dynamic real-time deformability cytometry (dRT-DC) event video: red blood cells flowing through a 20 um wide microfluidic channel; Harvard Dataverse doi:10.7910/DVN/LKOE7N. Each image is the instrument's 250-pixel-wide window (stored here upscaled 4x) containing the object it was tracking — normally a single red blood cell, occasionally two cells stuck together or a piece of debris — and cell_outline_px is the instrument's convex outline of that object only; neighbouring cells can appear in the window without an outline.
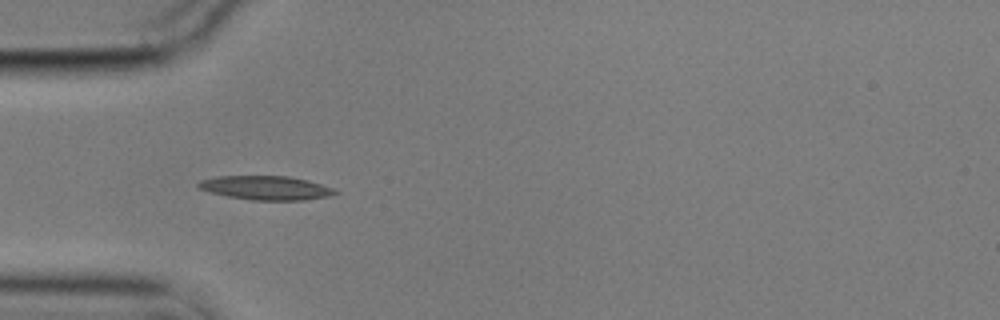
{"species": "common noctule bat (a hibernating species)", "species_latin": "Nyctalus noctula", "temperature_condition": "cold", "stored_images_in_passage": 20, "camera_frame_rate_fps": 3000, "um_per_image_px": 0.085, "animal": {"sex": "male", "body_mass_g": 17.9}, "frame": {"image": 1, "passage_image": 16, "time_ms": 5.0, "image_size_px": [1000, 320], "cell_outline_px": [[340, 192], [332, 196], [304, 200], [252, 200], [228, 196], [196, 188], [196, 184], [200, 180], [216, 176], [288, 176], [308, 180], [332, 188]], "centroid_in_image_um": [22.61, 15.96], "position_along_channel_um": 62.4, "area_um2": 19.13}}
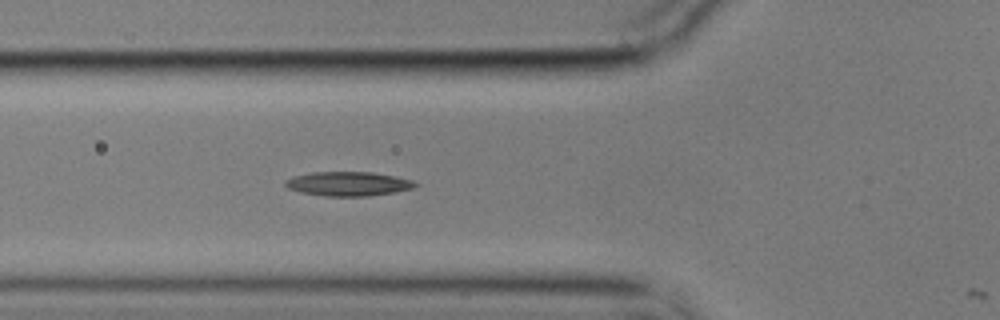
{"frame": {"image": 2, "passage_image": 19, "time_ms": 6.0, "image_size_px": [1000, 320], "cell_outline_px": [[420, 184], [412, 188], [396, 192], [368, 196], [324, 196], [300, 192], [288, 188], [284, 184], [284, 180], [292, 176], [312, 172], [372, 172], [396, 176], [412, 180]], "centroid_in_image_um": [29.59, 15.62], "position_along_channel_um": 96.2, "area_um2": 18.5}}